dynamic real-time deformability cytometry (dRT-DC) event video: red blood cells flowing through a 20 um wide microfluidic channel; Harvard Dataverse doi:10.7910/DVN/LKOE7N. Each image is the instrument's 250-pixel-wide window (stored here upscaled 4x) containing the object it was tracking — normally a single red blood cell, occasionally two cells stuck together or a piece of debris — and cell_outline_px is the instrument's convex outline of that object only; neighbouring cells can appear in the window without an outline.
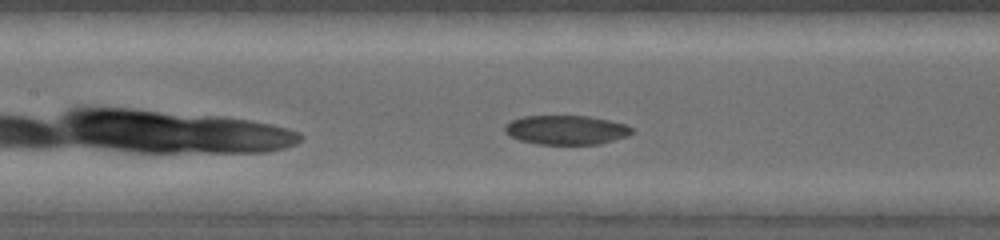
{"species": "common noctule bat (a hibernating species)", "species_latin": "Nyctalus noctula", "temperature_condition": "warm", "stored_images_in_passage": 22, "camera_frame_rate_fps": 5000, "um_per_image_px": 0.085, "animal": {"sex": "female", "body_mass_g": 19.0, "forearm_length_mm": 53.3}, "frame": {"image": 1, "passage_image": 11, "time_ms": 2.2, "image_size_px": [1000, 240], "cell_outline_px": [[632, 132], [628, 136], [600, 144], [536, 144], [520, 140], [508, 136], [504, 132], [504, 128], [512, 120], [524, 116], [588, 116], [628, 124], [632, 128]], "centroid_in_image_um": [48.13, 11.05], "position_along_channel_um": 159.3, "area_um2": 21.68}}